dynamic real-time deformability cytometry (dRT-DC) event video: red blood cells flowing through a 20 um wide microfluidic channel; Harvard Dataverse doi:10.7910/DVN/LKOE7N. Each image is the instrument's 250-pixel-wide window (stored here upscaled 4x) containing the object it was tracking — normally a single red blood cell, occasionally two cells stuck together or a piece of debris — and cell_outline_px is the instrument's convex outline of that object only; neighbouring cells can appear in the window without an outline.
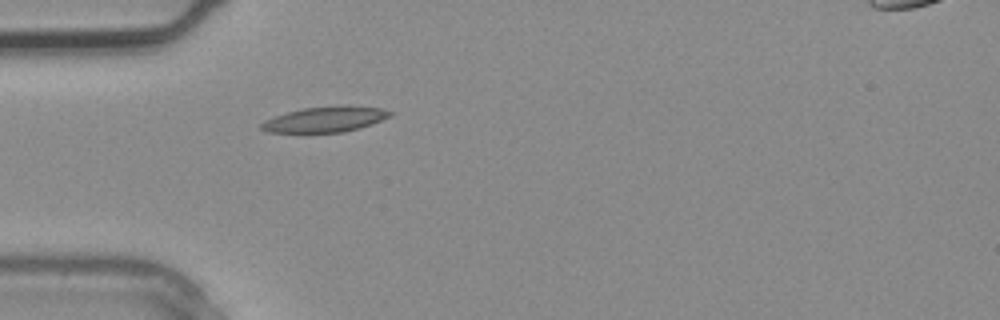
{"species": "common noctule bat (a hibernating species)", "species_latin": "Nyctalus noctula", "temperature_condition": "warm", "stored_images_in_passage": 3, "camera_frame_rate_fps": 3000, "um_per_image_px": 0.085, "animal": {"sex": "male", "body_mass_g": 20.4}, "frame": {"image": 1, "passage_image": 2, "time_ms": 0.333, "image_size_px": [1000, 320], "cell_outline_px": [[392, 116], [360, 128], [344, 132], [268, 132], [260, 128], [260, 124], [264, 120], [288, 112], [304, 108], [380, 108], [392, 112]], "centroid_in_image_um": [27.58, 10.19], "position_along_channel_um": 57.4, "area_um2": 18.03}}